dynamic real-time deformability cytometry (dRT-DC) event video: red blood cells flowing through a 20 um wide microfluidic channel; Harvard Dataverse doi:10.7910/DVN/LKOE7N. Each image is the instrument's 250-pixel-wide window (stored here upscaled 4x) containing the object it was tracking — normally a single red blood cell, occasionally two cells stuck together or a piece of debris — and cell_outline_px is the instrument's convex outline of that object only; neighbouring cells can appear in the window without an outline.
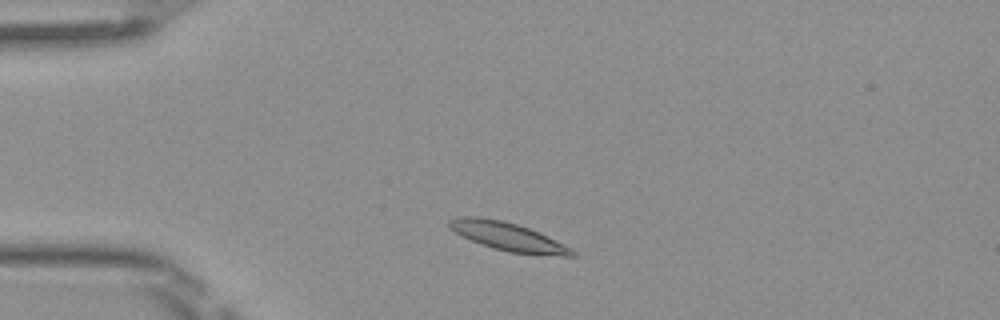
{"species": "Egyptian fruit bat (a non-hibernating species)", "species_latin": "Rousettus aegyptiacus", "temperature_condition": "room temperature", "stored_images_in_passage": 6, "camera_frame_rate_fps": 3000, "um_per_image_px": 0.085, "frame": {"image": 1, "passage_image": 1, "time_ms": 0.0, "image_size_px": [1000, 320], "cell_outline_px": [[576, 256], [564, 256], [508, 252], [480, 244], [456, 232], [448, 224], [448, 220], [460, 216], [480, 216], [504, 220], [528, 228], [572, 248], [576, 252]], "centroid_in_image_um": [43.17, 20.1], "position_along_channel_um": 41.8, "area_um2": 19.94}}
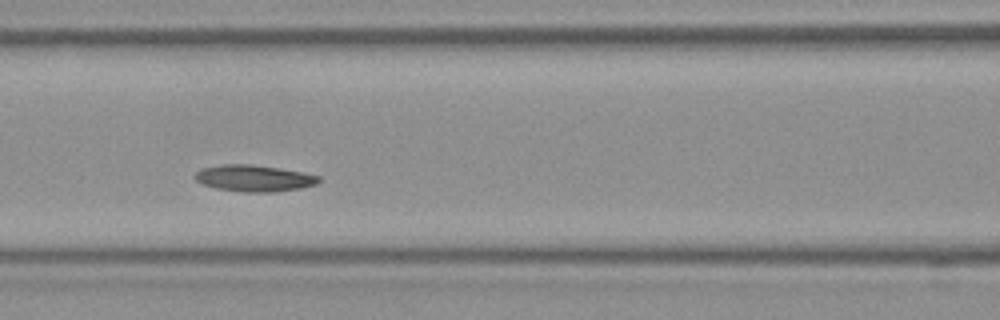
{"frame": {"image": 2, "passage_image": 4, "time_ms": 1.0, "image_size_px": [1000, 320], "cell_outline_px": [[320, 180], [316, 184], [300, 188], [276, 192], [244, 192], [216, 188], [204, 184], [196, 180], [192, 176], [200, 168], [220, 164], [252, 164], [280, 168], [304, 172], [320, 176]], "centroid_in_image_um": [21.58, 15.14], "position_along_channel_um": 145.0, "area_um2": 19.31}}
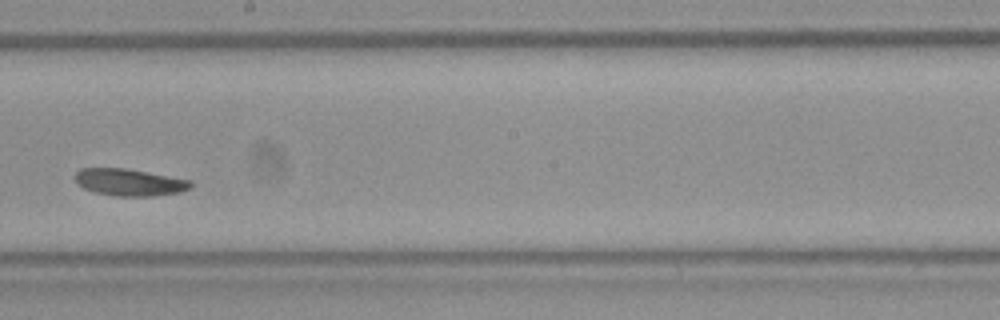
{"frame": {"image": 3, "passage_image": 6, "time_ms": 1.667, "image_size_px": [1000, 320], "cell_outline_px": [[192, 188], [180, 192], [152, 196], [112, 196], [96, 192], [84, 188], [76, 180], [76, 172], [80, 168], [124, 168], [192, 180]], "centroid_in_image_um": [11.04, 15.5], "position_along_channel_um": 237.2, "area_um2": 18.09}}